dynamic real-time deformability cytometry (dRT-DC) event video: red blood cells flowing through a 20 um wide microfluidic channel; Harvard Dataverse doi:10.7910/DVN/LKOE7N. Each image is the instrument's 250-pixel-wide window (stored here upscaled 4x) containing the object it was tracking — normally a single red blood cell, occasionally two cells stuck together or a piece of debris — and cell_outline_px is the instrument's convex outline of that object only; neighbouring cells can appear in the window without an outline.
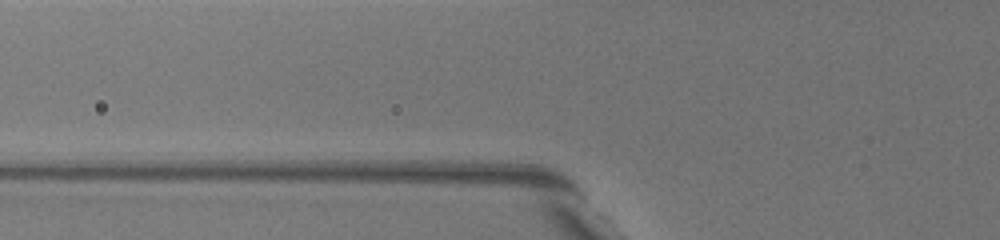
{"species": "common noctule bat (a hibernating species)", "species_latin": "Nyctalus noctula", "temperature_condition": "warm", "stored_images_in_passage": 2, "camera_frame_rate_fps": 3000, "um_per_image_px": 0.085, "animal": {"sex": "female", "body_mass_g": 19.5, "forearm_length_mm": 54.1}, "frame": {"image": 1, "passage_image": 2, "time_ms": 0.333, "image_size_px": [1000, 240], "cell_outline_px": [[676, 220], [656, 212], [648, 208], [600, 168], [596, 164], [588, 148], [588, 144], [608, 144], [644, 180], [668, 208]], "centroid_in_image_um": [53.32, 15.1], "position_along_channel_um": 72.5, "area_um2": 13.41}}